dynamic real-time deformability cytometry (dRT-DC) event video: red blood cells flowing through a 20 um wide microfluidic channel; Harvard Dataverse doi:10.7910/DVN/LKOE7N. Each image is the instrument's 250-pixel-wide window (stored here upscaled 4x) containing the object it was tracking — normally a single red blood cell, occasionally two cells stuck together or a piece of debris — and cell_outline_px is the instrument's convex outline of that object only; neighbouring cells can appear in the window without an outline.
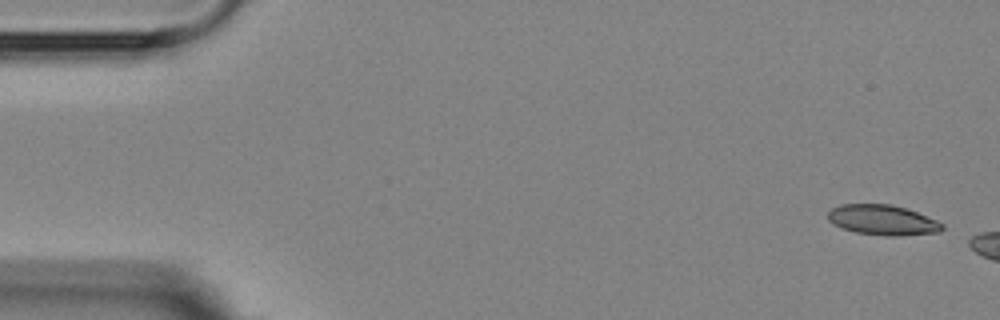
{"species": "Egyptian fruit bat (a non-hibernating species)", "species_latin": "Rousettus aegyptiacus", "temperature_condition": "room temperature", "stored_images_in_passage": 6, "camera_frame_rate_fps": 3000, "um_per_image_px": 0.085, "animal": {"sex": "female"}, "frame": {"image": 1, "passage_image": 1, "time_ms": 0.0, "image_size_px": [1000, 320], "cell_outline_px": [[944, 228], [940, 232], [900, 236], [884, 236], [856, 232], [844, 228], [828, 220], [828, 212], [832, 208], [840, 204], [892, 204], [916, 212], [936, 220], [944, 224]], "centroid_in_image_um": [75.04, 18.7], "position_along_channel_um": 10.0, "area_um2": 20.0}}